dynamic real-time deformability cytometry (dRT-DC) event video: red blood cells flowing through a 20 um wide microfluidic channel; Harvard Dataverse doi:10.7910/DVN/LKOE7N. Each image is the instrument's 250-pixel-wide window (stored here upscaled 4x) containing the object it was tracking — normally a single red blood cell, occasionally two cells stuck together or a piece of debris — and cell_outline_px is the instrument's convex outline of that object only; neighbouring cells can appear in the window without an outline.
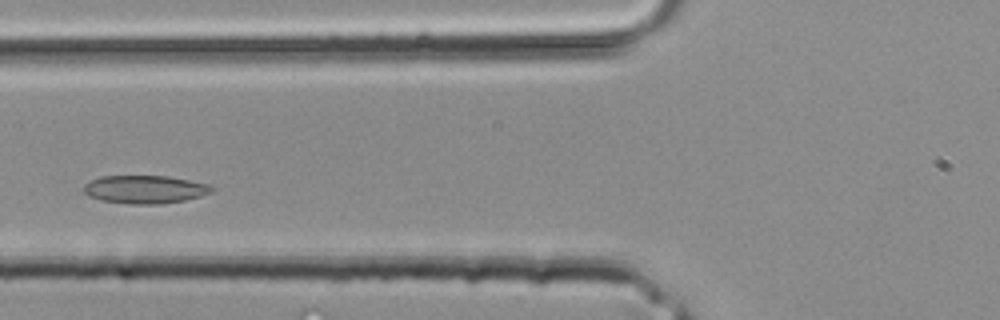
{"species": "common noctule bat (a hibernating species)", "species_latin": "Nyctalus noctula", "temperature_condition": "room temperature", "stored_images_in_passage": 4, "camera_frame_rate_fps": 3000, "um_per_image_px": 0.085, "animal": {"sex": "male", "body_mass_g": 20.4}, "frame": {"image": 1, "passage_image": 4, "time_ms": 1.0, "image_size_px": [1000, 320], "cell_outline_px": [[216, 188], [212, 192], [200, 196], [184, 200], [160, 204], [132, 204], [100, 200], [88, 196], [84, 192], [84, 184], [100, 176], [168, 176], [208, 184]], "centroid_in_image_um": [12.32, 16.1], "position_along_channel_um": 113.5, "area_um2": 20.92}}